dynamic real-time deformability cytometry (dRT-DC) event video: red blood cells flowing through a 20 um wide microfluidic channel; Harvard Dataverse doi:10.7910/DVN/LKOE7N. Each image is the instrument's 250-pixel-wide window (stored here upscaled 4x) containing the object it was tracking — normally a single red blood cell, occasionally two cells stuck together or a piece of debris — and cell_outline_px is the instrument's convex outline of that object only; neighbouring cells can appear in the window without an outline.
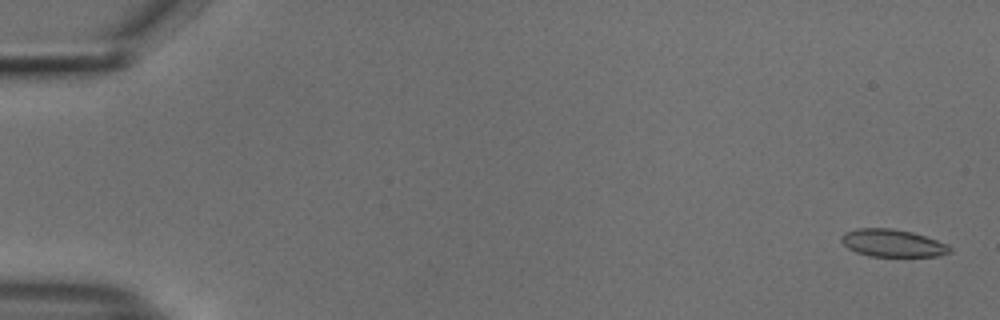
{"species": "common noctule bat (a hibernating species)", "species_latin": "Nyctalus noctula", "temperature_condition": "cold", "stored_images_in_passage": 22, "camera_frame_rate_fps": 3000, "um_per_image_px": 0.085, "animal": {"sex": "male", "body_mass_g": 18.8}, "frame": {"image": 1, "passage_image": 2, "time_ms": 0.333, "image_size_px": [1000, 320], "cell_outline_px": [[952, 252], [936, 256], [868, 256], [856, 252], [848, 248], [840, 240], [840, 236], [844, 232], [856, 228], [892, 228], [912, 232], [948, 244], [952, 248]], "centroid_in_image_um": [75.85, 20.66], "position_along_channel_um": 9.2, "area_um2": 17.46}}
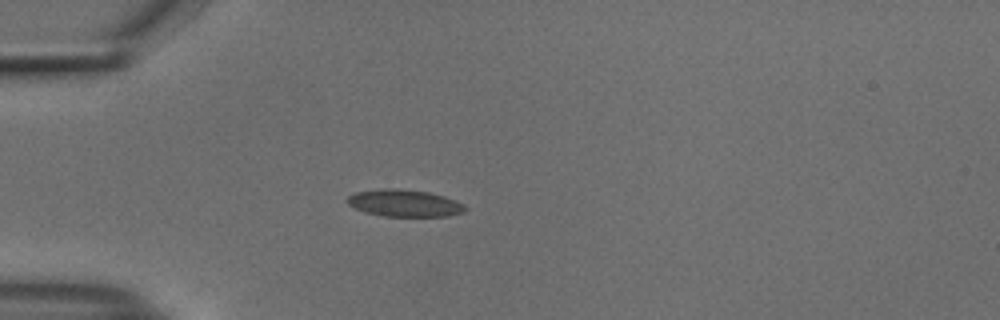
{"frame": {"image": 2, "passage_image": 16, "time_ms": 5.0, "image_size_px": [1000, 320], "cell_outline_px": [[468, 208], [464, 212], [448, 216], [384, 216], [368, 212], [356, 208], [348, 204], [344, 200], [348, 196], [356, 192], [384, 188], [396, 188], [428, 192], [444, 196], [464, 204]], "centroid_in_image_um": [34.39, 17.26], "position_along_channel_um": 50.6, "area_um2": 18.5}}
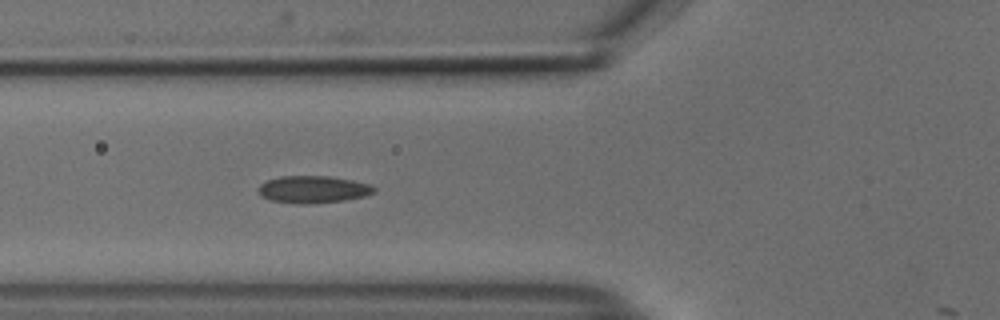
{"frame": {"image": 3, "passage_image": 21, "time_ms": 6.667, "image_size_px": [1000, 320], "cell_outline_px": [[376, 192], [364, 196], [344, 200], [308, 204], [296, 204], [268, 200], [260, 196], [256, 192], [256, 188], [260, 184], [268, 180], [280, 176], [328, 176], [352, 180], [372, 184], [376, 188]], "centroid_in_image_um": [26.57, 16.1], "position_along_channel_um": 99.2, "area_um2": 18.67}}